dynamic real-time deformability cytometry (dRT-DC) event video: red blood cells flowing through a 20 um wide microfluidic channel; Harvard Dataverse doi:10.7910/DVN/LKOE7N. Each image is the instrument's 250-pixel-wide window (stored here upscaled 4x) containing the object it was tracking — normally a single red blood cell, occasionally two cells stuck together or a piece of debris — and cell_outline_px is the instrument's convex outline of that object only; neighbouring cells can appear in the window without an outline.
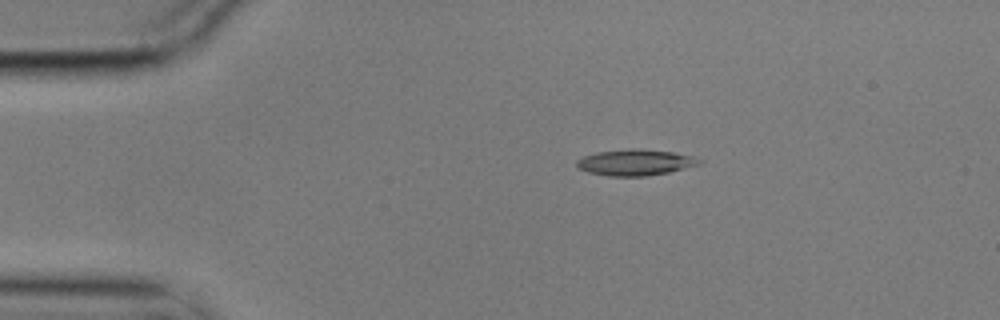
{"species": "common noctule bat (a hibernating species)", "species_latin": "Nyctalus noctula", "temperature_condition": "cold", "stored_images_in_passage": 2, "camera_frame_rate_fps": 3000, "um_per_image_px": 0.085, "animal": {"sex": "male", "body_mass_g": 17.9}, "frame": {"image": 1, "passage_image": 1, "time_ms": 0.0, "image_size_px": [1000, 320], "cell_outline_px": [[704, 160], [700, 164], [668, 172], [648, 176], [608, 176], [588, 172], [576, 168], [576, 160], [584, 156], [596, 152], [632, 148], [640, 148], [672, 152], [692, 156]], "centroid_in_image_um": [53.97, 13.8], "position_along_channel_um": 31.0, "area_um2": 18.73}}